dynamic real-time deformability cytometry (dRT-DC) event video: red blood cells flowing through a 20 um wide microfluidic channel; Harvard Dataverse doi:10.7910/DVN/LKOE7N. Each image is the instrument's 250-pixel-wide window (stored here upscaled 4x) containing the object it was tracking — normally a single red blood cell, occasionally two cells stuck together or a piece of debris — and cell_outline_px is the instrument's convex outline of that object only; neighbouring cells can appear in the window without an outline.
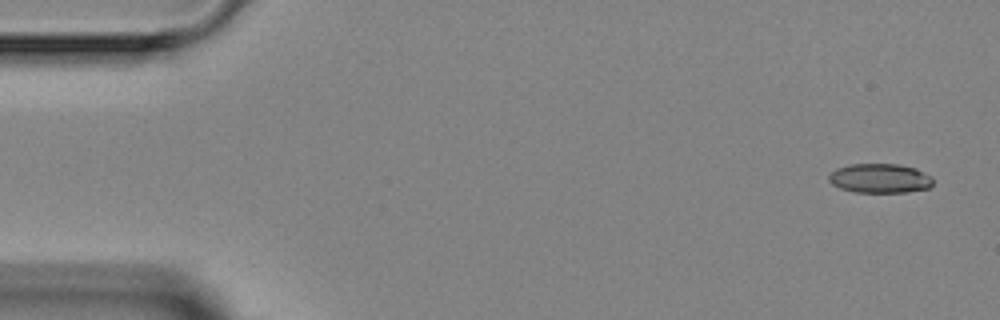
{"species": "Egyptian fruit bat (a non-hibernating species)", "species_latin": "Rousettus aegyptiacus", "temperature_condition": "room temperature", "stored_images_in_passage": 4, "camera_frame_rate_fps": 3000, "um_per_image_px": 0.085, "animal": {"sex": "female"}, "frame": {"image": 1, "passage_image": 1, "time_ms": 0.0, "image_size_px": [1000, 320], "cell_outline_px": [[932, 184], [928, 188], [908, 192], [856, 192], [840, 188], [832, 184], [828, 180], [828, 176], [836, 168], [852, 164], [900, 164], [916, 168], [932, 176]], "centroid_in_image_um": [74.8, 15.15], "position_along_channel_um": 10.2, "area_um2": 17.86}}
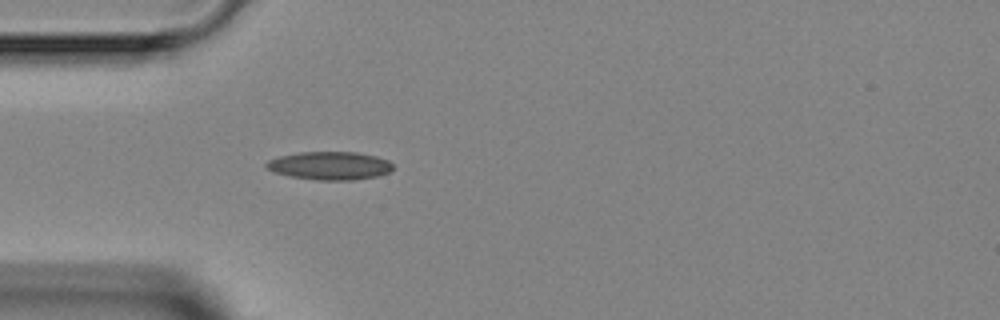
{"frame": {"image": 2, "passage_image": 4, "time_ms": 4.0, "image_size_px": [1000, 320], "cell_outline_px": [[392, 172], [376, 176], [352, 180], [316, 180], [288, 176], [272, 172], [264, 168], [264, 164], [268, 160], [280, 156], [300, 152], [356, 152], [376, 156], [388, 160], [392, 164]], "centroid_in_image_um": [27.99, 14.09], "position_along_channel_um": 57.0, "area_um2": 20.98}}